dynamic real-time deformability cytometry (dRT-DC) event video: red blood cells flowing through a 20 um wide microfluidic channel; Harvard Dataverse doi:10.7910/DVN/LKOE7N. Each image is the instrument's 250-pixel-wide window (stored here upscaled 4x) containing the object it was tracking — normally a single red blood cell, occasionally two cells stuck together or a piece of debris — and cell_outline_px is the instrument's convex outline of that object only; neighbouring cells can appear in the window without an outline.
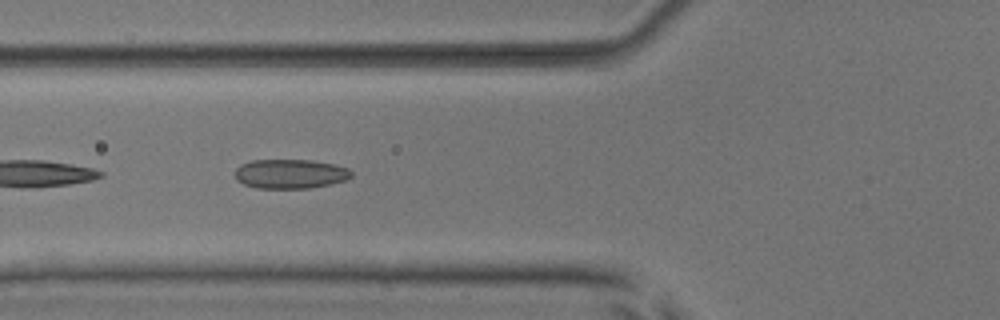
{"species": "common noctule bat (a hibernating species)", "species_latin": "Nyctalus noctula", "temperature_condition": "room temperature", "stored_images_in_passage": 28, "camera_frame_rate_fps": 3000, "um_per_image_px": 0.085, "animal": {"sex": "male", "body_mass_g": 17.9, "forearm_length_mm": 54.2}, "frame": {"image": 1, "passage_image": 20, "time_ms": 6.333, "image_size_px": [1000, 320], "cell_outline_px": [[352, 176], [348, 180], [332, 184], [308, 188], [256, 188], [244, 184], [236, 180], [232, 172], [240, 164], [252, 160], [312, 160], [332, 164], [348, 168], [352, 172]], "centroid_in_image_um": [24.64, 14.78], "position_along_channel_um": 101.2, "area_um2": 20.17}}
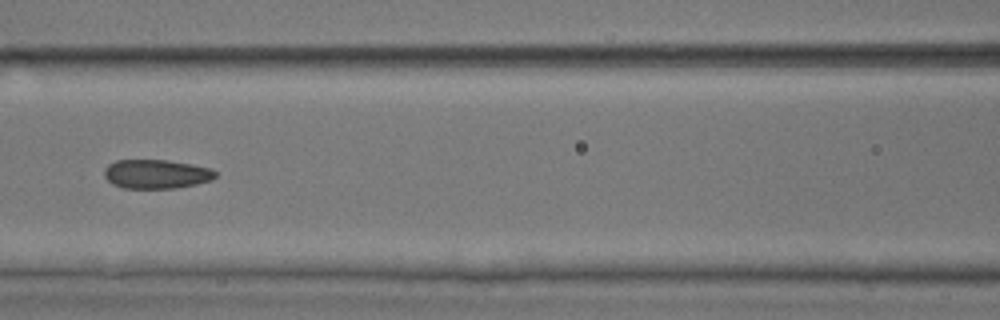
{"frame": {"image": 2, "passage_image": 24, "time_ms": 7.667, "image_size_px": [1000, 320], "cell_outline_px": [[216, 176], [212, 180], [196, 184], [176, 188], [124, 188], [112, 184], [104, 176], [104, 168], [108, 164], [116, 160], [168, 160], [192, 164], [212, 168], [216, 172]], "centroid_in_image_um": [13.29, 14.79], "position_along_channel_um": 153.3, "area_um2": 18.96}}